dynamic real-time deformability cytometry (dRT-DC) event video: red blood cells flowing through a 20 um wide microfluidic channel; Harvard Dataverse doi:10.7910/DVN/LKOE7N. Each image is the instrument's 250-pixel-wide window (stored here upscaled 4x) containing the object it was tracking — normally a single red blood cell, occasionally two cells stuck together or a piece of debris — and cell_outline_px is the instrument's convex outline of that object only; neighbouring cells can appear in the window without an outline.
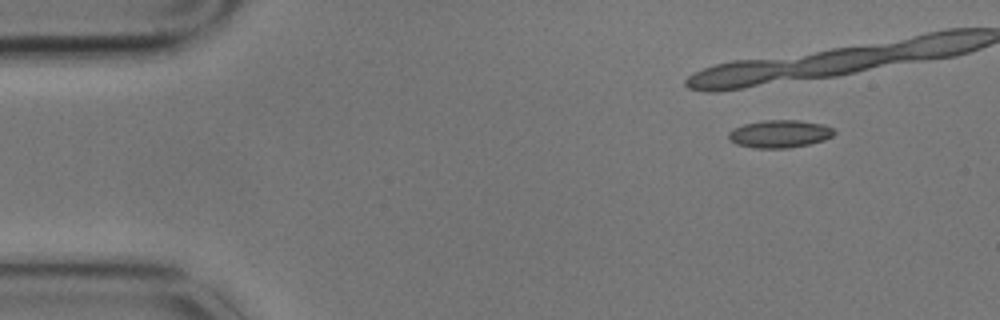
{"species": "common noctule bat (a hibernating species)", "species_latin": "Nyctalus noctula", "temperature_condition": "cold", "stored_images_in_passage": 6, "camera_frame_rate_fps": 3000, "um_per_image_px": 0.085, "animal": {"sex": "male", "body_mass_g": 17.9}, "frame": {"image": 1, "passage_image": 1, "time_ms": 0.0, "image_size_px": [1000, 320], "cell_outline_px": [[836, 132], [832, 136], [824, 140], [808, 144], [788, 148], [756, 148], [736, 144], [728, 140], [728, 132], [732, 128], [744, 124], [764, 120], [800, 120], [824, 124], [832, 128]], "centroid_in_image_um": [66.25, 11.37], "position_along_channel_um": 18.7, "area_um2": 17.17}}